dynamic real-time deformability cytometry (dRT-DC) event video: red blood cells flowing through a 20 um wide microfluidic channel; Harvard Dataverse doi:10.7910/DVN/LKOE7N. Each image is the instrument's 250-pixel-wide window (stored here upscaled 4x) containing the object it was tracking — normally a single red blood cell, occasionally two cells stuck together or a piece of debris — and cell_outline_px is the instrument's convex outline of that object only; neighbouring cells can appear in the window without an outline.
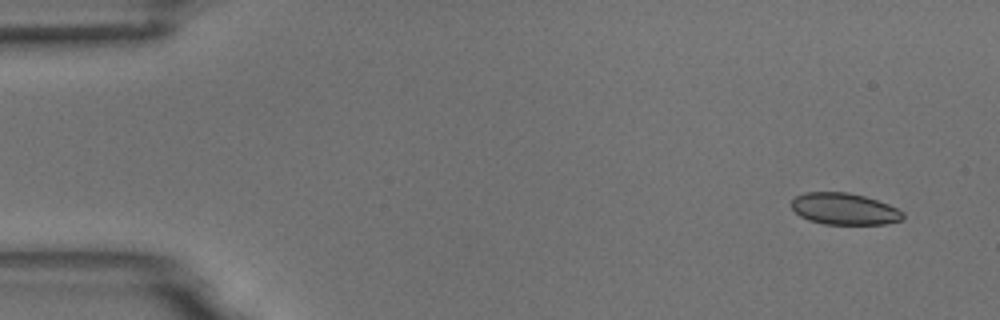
{"species": "common noctule bat (a hibernating species)", "species_latin": "Nyctalus noctula", "temperature_condition": "room temperature", "stored_images_in_passage": 8, "camera_frame_rate_fps": 3000, "um_per_image_px": 0.085, "animal": {"sex": "male", "body_mass_g": 18.8}, "frame": {"image": 1, "passage_image": 1, "time_ms": 0.0, "image_size_px": [1000, 320], "cell_outline_px": [[904, 216], [900, 220], [884, 224], [824, 224], [808, 220], [800, 216], [792, 208], [792, 200], [796, 196], [804, 192], [848, 192], [864, 196], [888, 204], [904, 212]], "centroid_in_image_um": [71.75, 17.75], "position_along_channel_um": 13.2, "area_um2": 20.46}}
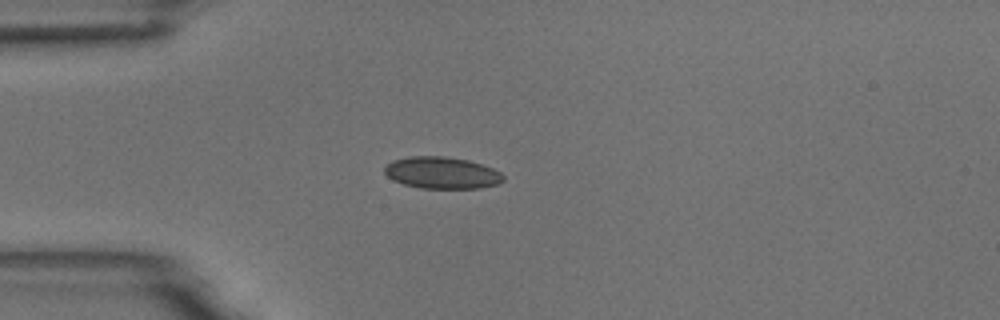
{"frame": {"image": 2, "passage_image": 4, "time_ms": 3.667, "image_size_px": [1000, 320], "cell_outline_px": [[504, 180], [496, 184], [480, 188], [420, 188], [404, 184], [392, 180], [384, 172], [384, 168], [392, 160], [408, 156], [444, 156], [468, 160], [492, 168], [500, 172], [504, 176]], "centroid_in_image_um": [37.54, 14.68], "position_along_channel_um": 47.5, "area_um2": 21.96}}